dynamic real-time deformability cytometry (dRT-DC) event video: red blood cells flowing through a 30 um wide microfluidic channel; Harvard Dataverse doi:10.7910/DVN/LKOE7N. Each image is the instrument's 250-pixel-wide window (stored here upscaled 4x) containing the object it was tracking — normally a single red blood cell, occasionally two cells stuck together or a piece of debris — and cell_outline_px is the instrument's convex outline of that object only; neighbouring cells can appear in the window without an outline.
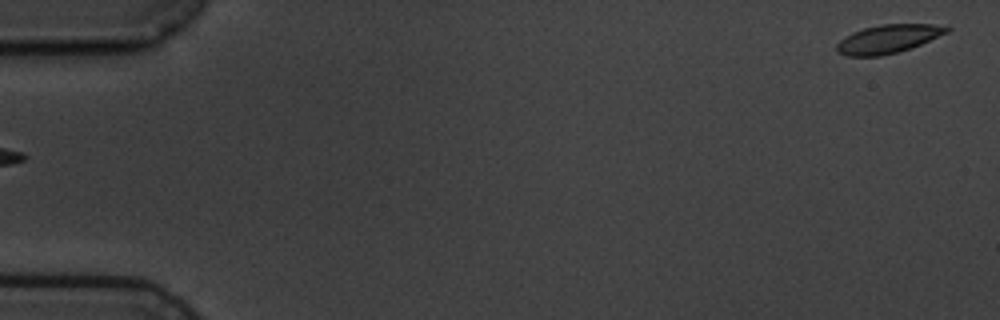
{"species": "common noctule bat (a hibernating species)", "species_latin": "Nyctalus noctula", "temperature_condition": "cold", "stored_images_in_passage": 5, "segment_of_instrument_passage": [2, 2], "camera_frame_rate_fps": 3000, "um_per_image_px": 0.085, "animal": {"sex": "male", "body_mass_g": 19.5, "forearm_length_mm": 54.6}, "frame": {"image": 1, "passage_image": 5, "time_ms": 4.667, "image_size_px": [1000, 320], "cell_outline_px": [[952, 28], [948, 32], [920, 44], [896, 52], [880, 56], [848, 56], [836, 52], [836, 44], [840, 40], [852, 32], [864, 28], [880, 24], [932, 24]], "centroid_in_image_um": [75.44, 3.3], "position_along_channel_um": 9.6, "area_um2": 18.03}}